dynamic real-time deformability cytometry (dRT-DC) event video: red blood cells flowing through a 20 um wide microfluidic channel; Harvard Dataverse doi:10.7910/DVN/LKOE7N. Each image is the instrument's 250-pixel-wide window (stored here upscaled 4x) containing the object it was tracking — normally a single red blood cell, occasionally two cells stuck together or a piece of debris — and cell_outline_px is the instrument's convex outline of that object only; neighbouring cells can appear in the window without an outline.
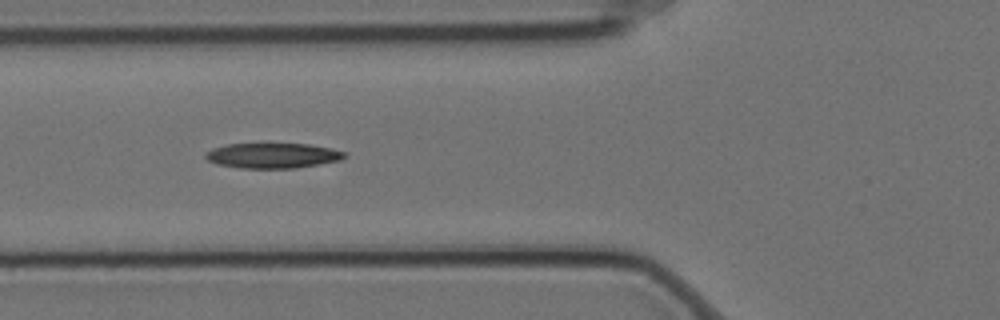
{"species": "Egyptian fruit bat (a non-hibernating species)", "species_latin": "Rousettus aegyptiacus", "temperature_condition": "cold", "stored_images_in_passage": 9, "camera_frame_rate_fps": 3000, "um_per_image_px": 0.085, "animal": {"sex": "female"}, "frame": {"image": 1, "passage_image": 6, "time_ms": 1.667, "image_size_px": [1000, 320], "cell_outline_px": [[348, 156], [340, 160], [296, 168], [240, 168], [216, 164], [208, 160], [204, 156], [204, 152], [212, 148], [228, 144], [268, 140], [308, 144], [332, 148], [348, 152]], "centroid_in_image_um": [23.17, 13.16], "position_along_channel_um": 102.6, "area_um2": 21.68}}
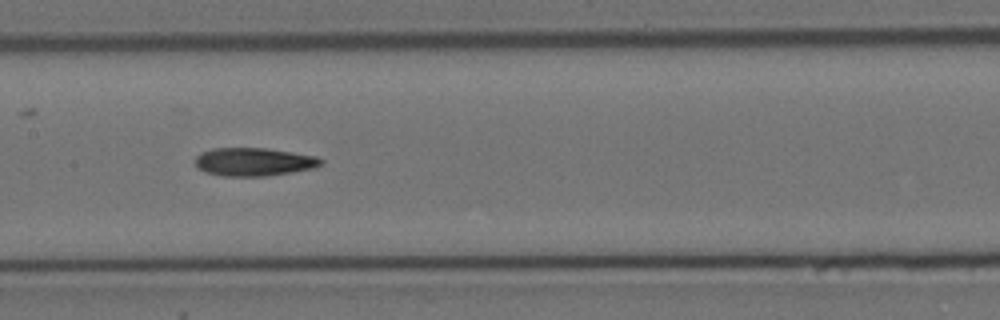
{"frame": {"image": 2, "passage_image": 8, "time_ms": 2.333, "image_size_px": [1000, 320], "cell_outline_px": [[324, 164], [316, 168], [292, 172], [264, 176], [220, 176], [204, 172], [196, 168], [196, 156], [200, 152], [212, 148], [264, 148], [292, 152], [316, 156], [324, 160]], "centroid_in_image_um": [21.58, 13.76], "position_along_channel_um": 185.8, "area_um2": 20.92}}
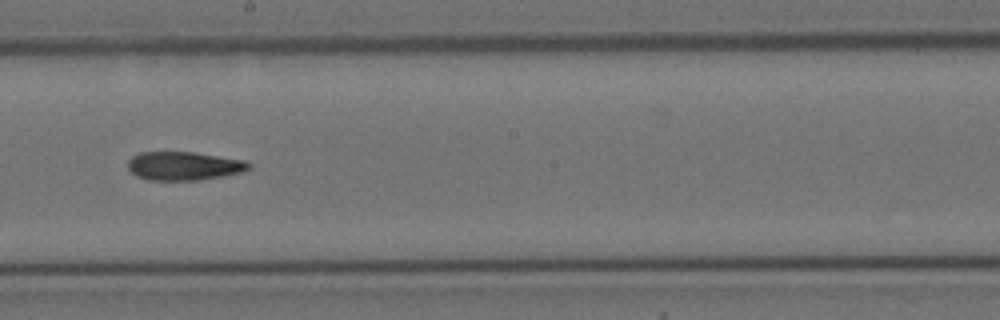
{"frame": {"image": 3, "passage_image": 9, "time_ms": 2.667, "image_size_px": [1000, 320], "cell_outline_px": [[252, 168], [244, 172], [200, 180], [148, 180], [136, 176], [128, 168], [128, 160], [132, 156], [140, 152], [196, 152], [244, 160], [252, 164]], "centroid_in_image_um": [15.66, 14.1], "position_along_channel_um": 232.5, "area_um2": 20.35}}